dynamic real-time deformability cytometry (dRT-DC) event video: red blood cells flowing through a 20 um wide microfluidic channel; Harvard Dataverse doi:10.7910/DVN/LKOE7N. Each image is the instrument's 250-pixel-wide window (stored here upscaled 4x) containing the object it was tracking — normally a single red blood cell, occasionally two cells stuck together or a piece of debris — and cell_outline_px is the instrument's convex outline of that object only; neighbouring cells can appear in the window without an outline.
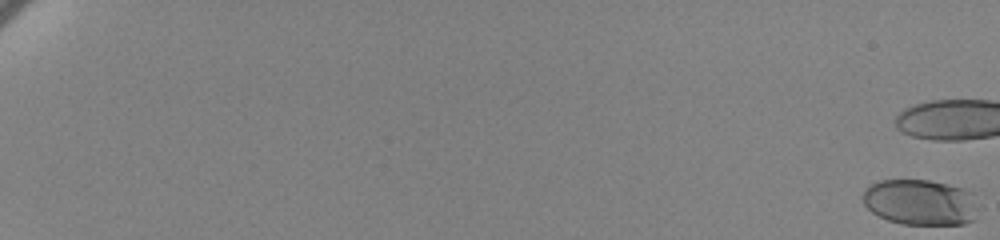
{"species": "human", "species_latin": "Homo sapiens", "temperature_condition": "cold", "stored_images_in_passage": 21, "camera_frame_rate_fps": 3000, "um_per_image_px": 0.085, "donor": {"sex": "female"}, "frame": {"image": 1, "passage_image": 1, "time_ms": 0.0, "image_size_px": [1000, 240], "cell_outline_px": [[976, 220], [964, 224], [900, 224], [888, 220], [872, 212], [864, 204], [864, 188], [868, 184], [880, 180], [928, 180], [948, 184], [964, 188], [972, 192]], "centroid_in_image_um": [78.2, 17.18], "position_along_channel_um": 6.8, "area_um2": 30.75}}